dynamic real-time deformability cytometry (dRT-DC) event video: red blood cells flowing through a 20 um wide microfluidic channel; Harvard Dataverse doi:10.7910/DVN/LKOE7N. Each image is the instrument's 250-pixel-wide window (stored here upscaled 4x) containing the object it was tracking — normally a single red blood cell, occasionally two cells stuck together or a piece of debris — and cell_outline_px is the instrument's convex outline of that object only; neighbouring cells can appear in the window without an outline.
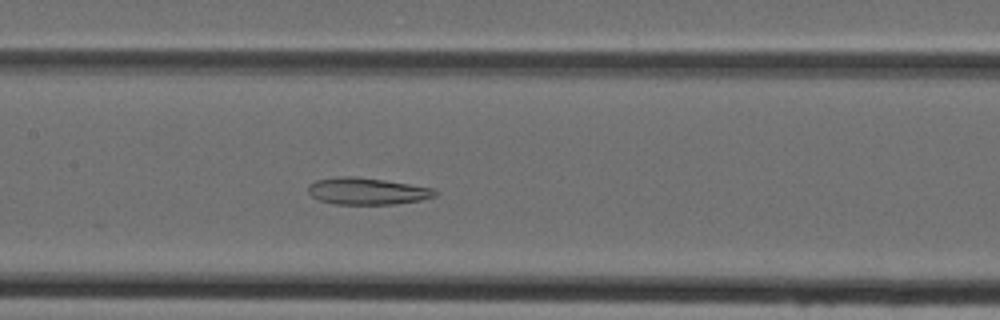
{"species": "Egyptian fruit bat (a non-hibernating species)", "species_latin": "Rousettus aegyptiacus", "temperature_condition": "cold", "stored_images_in_passage": 46, "camera_frame_rate_fps": 3000, "um_per_image_px": 0.085, "animal": {"sex": "female"}, "frame": {"image": 1, "passage_image": 21, "time_ms": 6.667, "image_size_px": [1000, 320], "cell_outline_px": [[440, 192], [436, 196], [420, 200], [396, 204], [336, 204], [320, 200], [312, 196], [308, 192], [308, 184], [316, 180], [336, 176], [356, 176], [384, 180], [432, 188]], "centroid_in_image_um": [31.19, 16.24], "position_along_channel_um": 176.2, "area_um2": 19.88}}
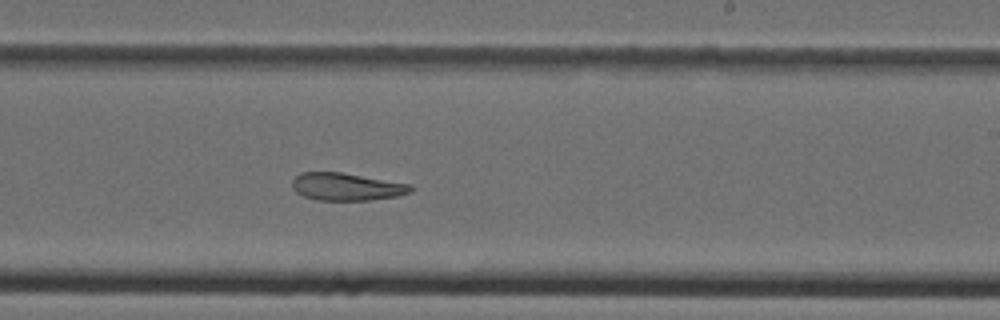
{"frame": {"image": 2, "passage_image": 27, "time_ms": 8.667, "image_size_px": [1000, 320], "cell_outline_px": [[412, 192], [396, 196], [368, 200], [320, 200], [304, 196], [296, 192], [292, 188], [292, 180], [300, 172], [340, 172], [412, 184]], "centroid_in_image_um": [29.45, 15.86], "position_along_channel_um": 259.6, "area_um2": 18.96}}
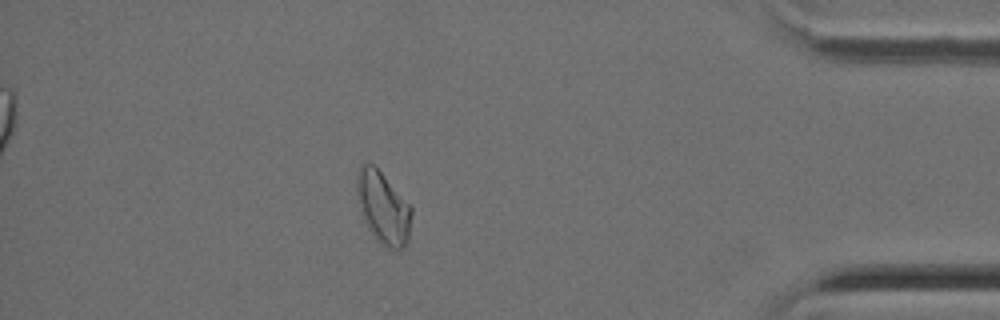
{"frame": {"image": 3, "passage_image": 40, "time_ms": 13.0, "image_size_px": [1000, 320], "cell_outline_px": [[412, 212], [408, 240], [400, 248], [388, 248], [380, 244], [376, 240], [368, 228], [364, 220], [356, 196], [356, 176], [360, 168], [364, 164], [372, 164], [412, 204]], "centroid_in_image_um": [32.57, 17.66], "position_along_channel_um": 402.6, "area_um2": 22.95}}